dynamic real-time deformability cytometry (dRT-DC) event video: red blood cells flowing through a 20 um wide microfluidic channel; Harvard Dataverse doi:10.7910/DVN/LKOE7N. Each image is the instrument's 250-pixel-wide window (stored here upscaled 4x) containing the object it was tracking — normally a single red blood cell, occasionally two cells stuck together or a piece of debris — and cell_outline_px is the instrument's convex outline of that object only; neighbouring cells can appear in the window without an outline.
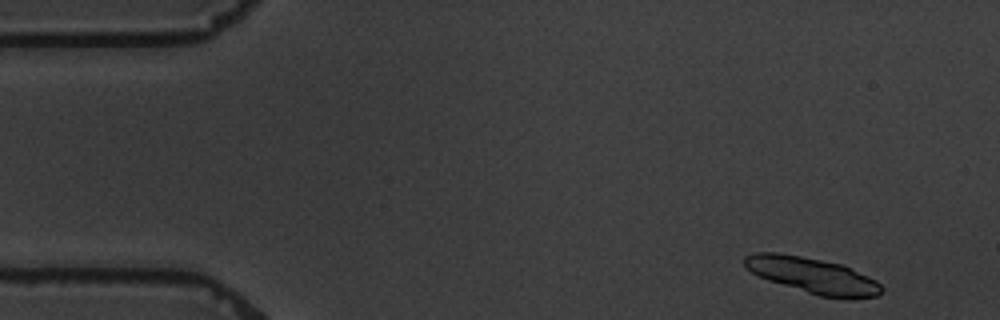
{"species": "common noctule bat (a hibernating species)", "species_latin": "Nyctalus noctula", "temperature_condition": "warm", "stored_images_in_passage": 9, "segment_of_instrument_passage": [1, 2], "camera_frame_rate_fps": 3000, "um_per_image_px": 0.085, "animal": {"sex": "male", "body_mass_g": 19.5, "forearm_length_mm": 54.6}, "frame": {"image": 1, "passage_image": 1, "time_ms": 0.0, "image_size_px": [1000, 320], "cell_outline_px": [[884, 292], [876, 296], [848, 300], [820, 296], [768, 280], [752, 272], [744, 264], [744, 256], [756, 252], [776, 252], [800, 256], [840, 264], [868, 276], [876, 280], [884, 288]], "centroid_in_image_um": [69.12, 23.43], "position_along_channel_um": 15.9, "area_um2": 28.44}}